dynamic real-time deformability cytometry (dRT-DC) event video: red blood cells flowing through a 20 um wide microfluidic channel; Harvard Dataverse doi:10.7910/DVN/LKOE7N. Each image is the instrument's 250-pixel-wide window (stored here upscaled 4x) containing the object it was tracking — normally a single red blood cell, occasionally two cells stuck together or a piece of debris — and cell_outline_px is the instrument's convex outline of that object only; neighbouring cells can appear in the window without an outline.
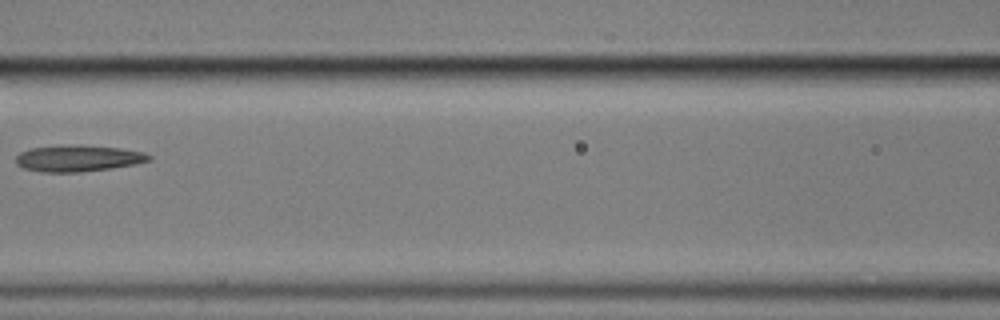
{"species": "common noctule bat (a hibernating species)", "species_latin": "Nyctalus noctula", "temperature_condition": "cold", "stored_images_in_passage": 13, "camera_frame_rate_fps": 3000, "um_per_image_px": 0.085, "animal": {"sex": "male", "body_mass_g": 17.9}, "frame": {"image": 1, "passage_image": 6, "time_ms": 7.0, "image_size_px": [1000, 320], "cell_outline_px": [[152, 160], [136, 164], [112, 168], [80, 172], [40, 172], [24, 168], [16, 164], [16, 156], [20, 152], [32, 148], [64, 144], [80, 144], [120, 148], [144, 152], [152, 156]], "centroid_in_image_um": [6.65, 13.45], "position_along_channel_um": 159.9, "area_um2": 20.81}}
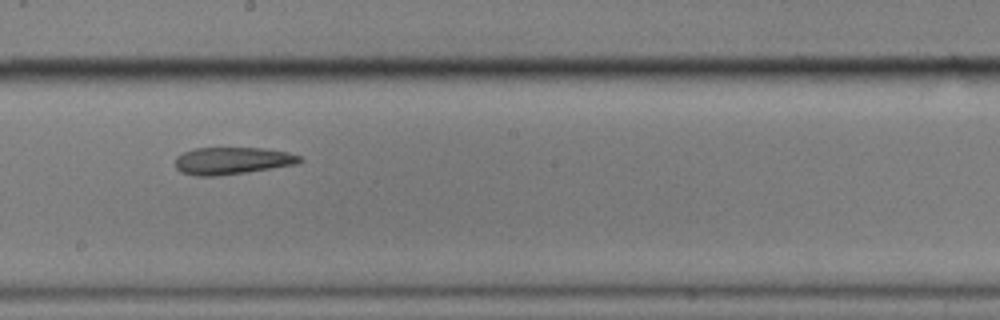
{"frame": {"image": 2, "passage_image": 8, "time_ms": 9.0, "image_size_px": [1000, 320], "cell_outline_px": [[304, 160], [296, 164], [248, 172], [220, 176], [196, 176], [180, 172], [176, 168], [176, 156], [184, 152], [196, 148], [264, 148], [288, 152], [300, 156]], "centroid_in_image_um": [19.74, 13.67], "position_along_channel_um": 228.5, "area_um2": 19.83}}
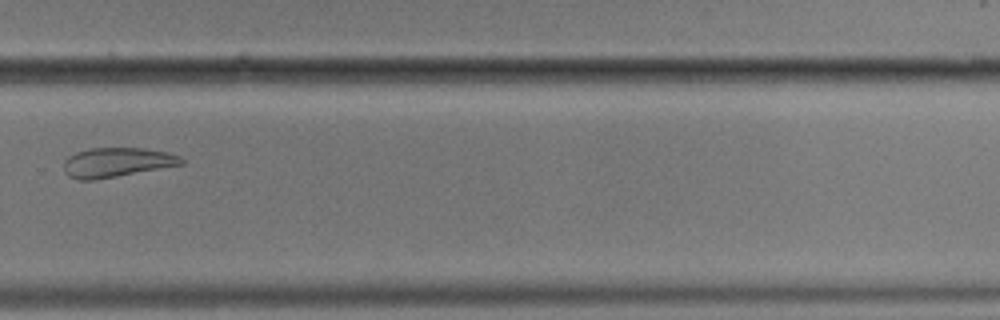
{"frame": {"image": 3, "passage_image": 10, "time_ms": 11.667, "image_size_px": [1000, 320], "cell_outline_px": [[184, 164], [96, 180], [76, 180], [68, 176], [64, 172], [64, 160], [68, 156], [76, 152], [88, 148], [144, 148], [168, 152], [180, 156], [184, 160]], "centroid_in_image_um": [9.9, 13.8], "position_along_channel_um": 319.9, "area_um2": 20.4}, "authors_computed_cell_mechanics": {"area_um2": 20.808, "velocity_mm_per_s": 3.4287, "shape_relaxation_time_tau1_ms": null, "shape_relaxation_time_tau2_ms": 5.9332, "deformation_change_tau1": null, "deformation_change_tau2": 0.1356}}